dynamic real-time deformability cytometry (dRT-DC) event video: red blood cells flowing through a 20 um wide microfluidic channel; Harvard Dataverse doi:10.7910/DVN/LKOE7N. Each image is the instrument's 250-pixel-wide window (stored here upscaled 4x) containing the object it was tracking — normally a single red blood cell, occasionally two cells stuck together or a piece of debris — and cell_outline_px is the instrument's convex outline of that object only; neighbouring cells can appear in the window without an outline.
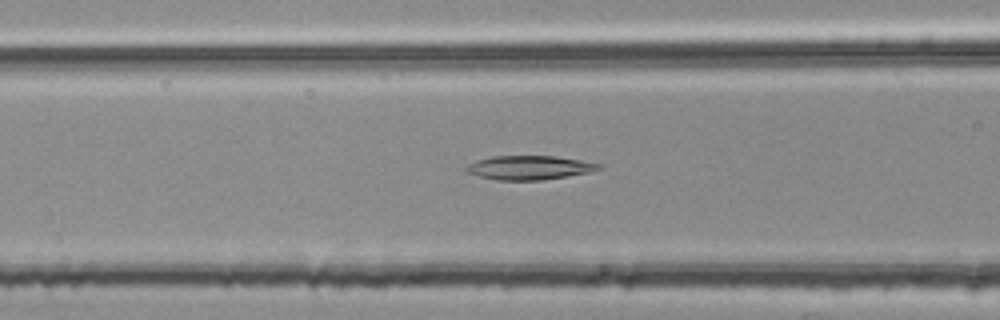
{"species": "common noctule bat (a hibernating species)", "species_latin": "Nyctalus noctula", "temperature_condition": "room temperature", "stored_images_in_passage": 45, "camera_frame_rate_fps": 3000, "um_per_image_px": 0.085, "animal": {"sex": "female", "body_mass_g": 25.1}, "frame": {"image": 1, "passage_image": 13, "time_ms": 4.0, "image_size_px": [1000, 320], "cell_outline_px": [[604, 164], [600, 168], [588, 172], [540, 180], [496, 180], [480, 176], [468, 172], [464, 168], [468, 164], [476, 160], [492, 156], [556, 156]], "centroid_in_image_um": [44.97, 14.24], "position_along_channel_um": 121.6, "area_um2": 18.32}}
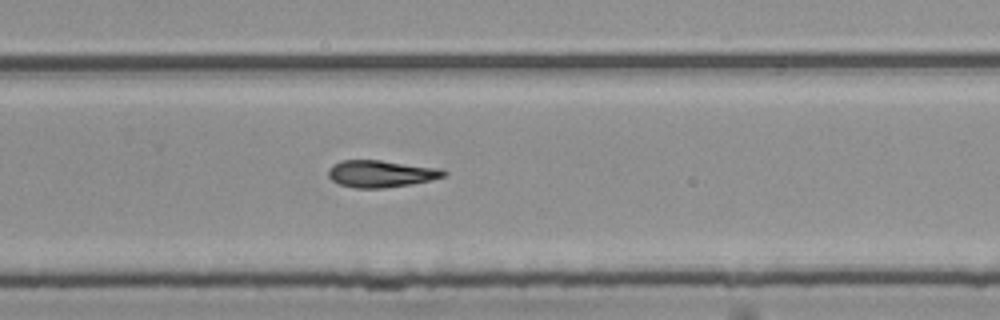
{"frame": {"image": 2, "passage_image": 27, "time_ms": 8.667, "image_size_px": [1000, 320], "cell_outline_px": [[448, 172], [444, 176], [432, 180], [412, 184], [384, 188], [356, 188], [340, 184], [332, 180], [328, 176], [328, 168], [332, 164], [340, 160], [380, 160], [444, 168]], "centroid_in_image_um": [32.41, 14.76], "position_along_channel_um": 297.4, "area_um2": 18.44}}
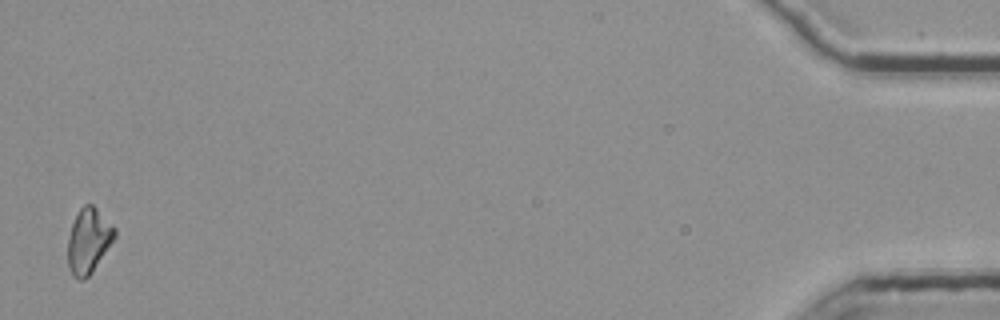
{"frame": {"image": 3, "passage_image": 45, "time_ms": 14.667, "image_size_px": [1000, 320], "cell_outline_px": [[116, 236], [92, 272], [84, 280], [76, 280], [72, 276], [68, 264], [68, 236], [72, 224], [80, 208], [84, 204], [92, 204], [116, 228]], "centroid_in_image_um": [7.52, 20.48], "position_along_channel_um": 427.7, "area_um2": 17.69}}